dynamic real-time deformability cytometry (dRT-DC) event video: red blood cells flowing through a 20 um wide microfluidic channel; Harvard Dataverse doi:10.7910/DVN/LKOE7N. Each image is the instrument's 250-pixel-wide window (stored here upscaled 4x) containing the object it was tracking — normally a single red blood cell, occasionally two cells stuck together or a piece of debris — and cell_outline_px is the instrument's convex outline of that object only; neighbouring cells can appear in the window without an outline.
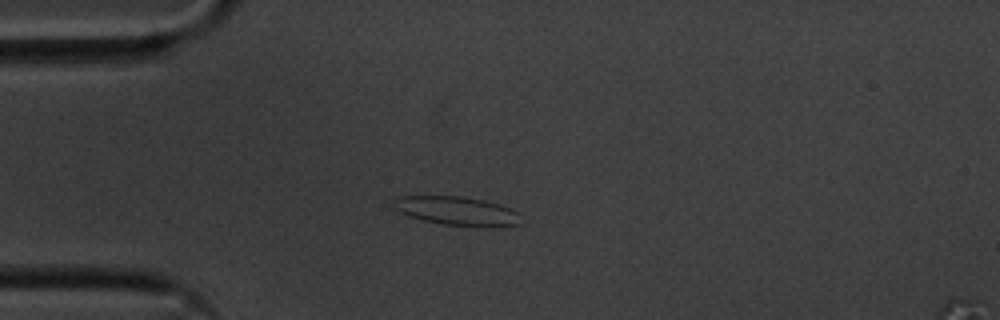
{"species": "common noctule bat (a hibernating species)", "species_latin": "Nyctalus noctula", "temperature_condition": "cold", "stored_images_in_passage": 43, "camera_frame_rate_fps": 3000, "um_per_image_px": 0.085, "animal": {"sex": "male", "body_mass_g": 20.1, "forearm_length_mm": 53.5}, "frame": {"image": 1, "passage_image": 1, "time_ms": 0.0, "image_size_px": [1000, 320], "cell_outline_px": [[520, 224], [504, 228], [484, 228], [444, 224], [424, 220], [408, 216], [400, 212], [396, 208], [392, 200], [396, 196], [460, 196], [484, 200], [508, 208], [516, 212]], "centroid_in_image_um": [38.85, 17.95], "position_along_channel_um": 46.2, "area_um2": 21.5}}
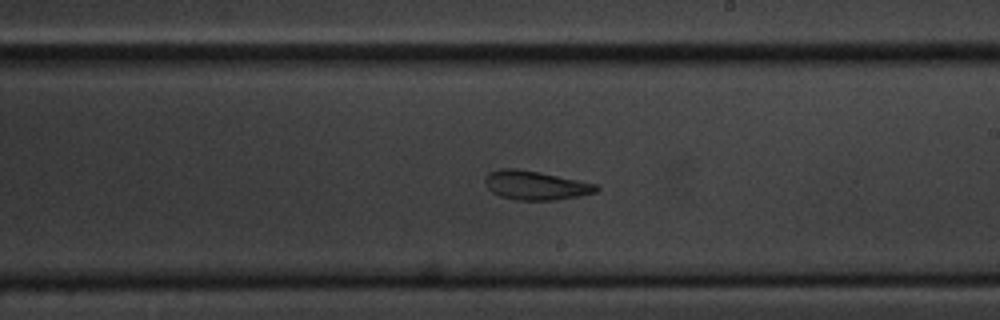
{"frame": {"image": 2, "passage_image": 19, "time_ms": 6.0, "image_size_px": [1000, 320], "cell_outline_px": [[600, 188], [596, 192], [580, 196], [556, 200], [516, 200], [500, 196], [492, 192], [488, 188], [484, 180], [488, 172], [500, 168], [516, 168], [540, 172], [596, 184]], "centroid_in_image_um": [45.5, 15.75], "position_along_channel_um": 243.5, "area_um2": 18.84}}
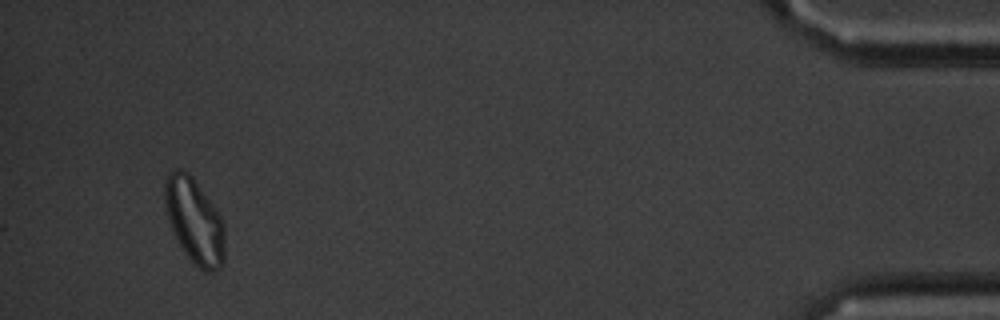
{"frame": {"image": 3, "passage_image": 40, "time_ms": 13.0, "image_size_px": [1000, 320], "cell_outline_px": [[224, 264], [220, 268], [212, 272], [204, 272], [184, 252], [172, 232], [164, 204], [164, 180], [168, 172], [188, 172], [192, 176], [216, 208], [224, 224]], "centroid_in_image_um": [16.53, 18.8], "position_along_channel_um": 418.7, "area_um2": 29.71}, "authors_computed_cell_mechanics": {"area_um2": 20.0566, "velocity_mm_per_s": 3.5547, "shape_relaxation_time_tau1_ms": null, "shape_relaxation_time_tau2_ms": 2.3154, "deformation_change_tau1": null, "deformation_change_tau2": 0.0861}}